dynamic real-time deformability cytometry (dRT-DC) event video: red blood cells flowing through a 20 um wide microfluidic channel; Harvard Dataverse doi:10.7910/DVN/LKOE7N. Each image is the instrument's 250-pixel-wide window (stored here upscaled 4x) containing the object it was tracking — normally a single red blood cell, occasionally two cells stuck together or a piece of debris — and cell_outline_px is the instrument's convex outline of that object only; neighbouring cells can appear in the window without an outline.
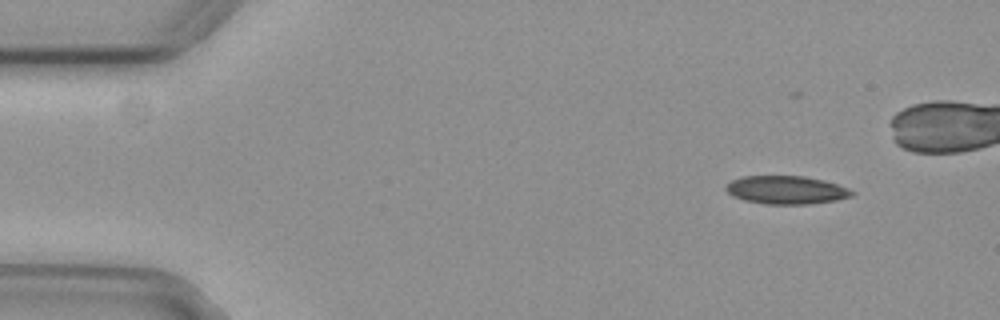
{"species": "common noctule bat (a hibernating species)", "species_latin": "Nyctalus noctula", "temperature_condition": "cold", "stored_images_in_passage": 43, "camera_frame_rate_fps": 3000, "um_per_image_px": 0.085, "animal": {"sex": "female", "body_mass_g": 29.2, "forearm_length_mm": 56.3}, "frame": {"image": 1, "passage_image": 1, "time_ms": 0.0, "image_size_px": [1000, 320], "cell_outline_px": [[856, 192], [852, 196], [836, 200], [808, 204], [764, 204], [744, 200], [732, 196], [724, 188], [732, 180], [740, 176], [804, 176], [824, 180], [848, 188]], "centroid_in_image_um": [66.83, 16.14], "position_along_channel_um": 18.2, "area_um2": 20.75}}
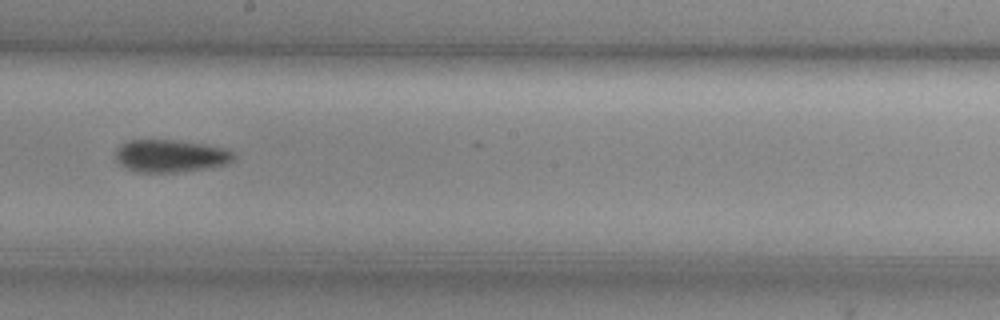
{"frame": {"image": 2, "passage_image": 26, "time_ms": 8.333, "image_size_px": [1000, 320], "cell_outline_px": [[232, 160], [228, 164], [208, 168], [184, 172], [136, 172], [124, 168], [116, 160], [116, 148], [120, 144], [128, 140], [172, 140], [204, 144], [224, 148], [232, 152]], "centroid_in_image_um": [14.44, 13.26], "position_along_channel_um": 233.8, "area_um2": 22.48}}
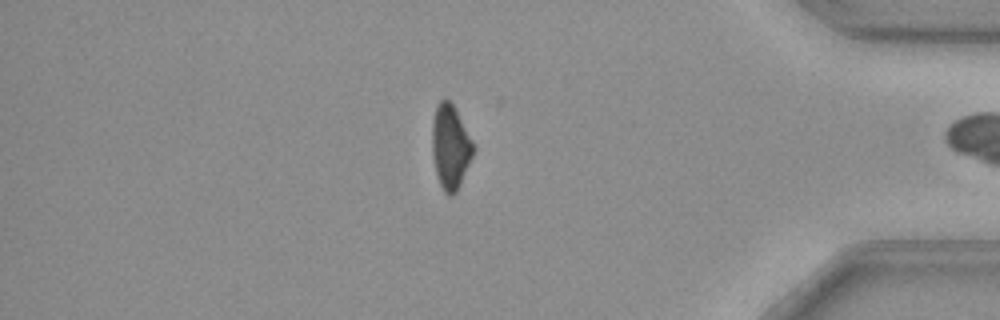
{"frame": {"image": 3, "passage_image": 42, "time_ms": 13.667, "image_size_px": [1000, 320], "cell_outline_px": [[476, 148], [460, 184], [456, 192], [452, 196], [444, 192], [440, 184], [436, 172], [432, 152], [432, 120], [436, 108], [440, 100], [448, 100], [452, 104], [472, 140]], "centroid_in_image_um": [38.28, 12.5], "position_along_channel_um": 396.9, "area_um2": 19.88}, "authors_computed_cell_mechanics": {"area_um2": 21.8484, "velocity_mm_per_s": 3.7282, "shape_relaxation_time_tau1_ms": 4.5808, "shape_relaxation_time_tau2_ms": null, "deformation_change_tau1": 0.1133, "deformation_change_tau2": null}}